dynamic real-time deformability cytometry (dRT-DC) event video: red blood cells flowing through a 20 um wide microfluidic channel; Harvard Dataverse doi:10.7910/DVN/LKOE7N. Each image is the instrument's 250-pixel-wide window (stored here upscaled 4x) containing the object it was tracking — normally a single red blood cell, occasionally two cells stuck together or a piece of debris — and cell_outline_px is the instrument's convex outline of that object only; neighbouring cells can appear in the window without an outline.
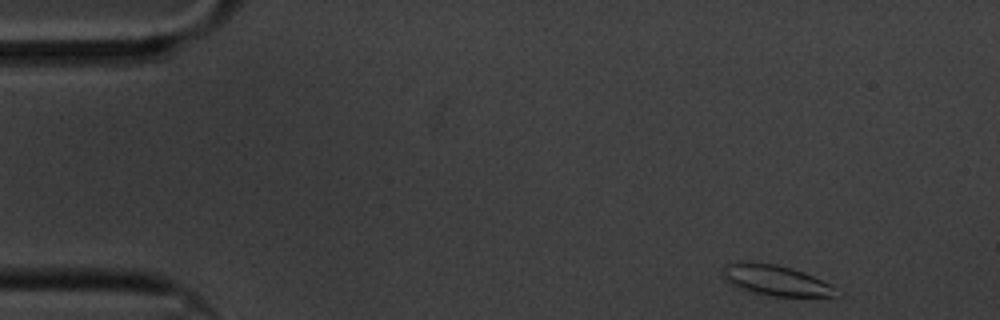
{"species": "common noctule bat (a hibernating species)", "species_latin": "Nyctalus noctula", "temperature_condition": "cold", "stored_images_in_passage": 56, "camera_frame_rate_fps": 3000, "um_per_image_px": 0.085, "animal": {"sex": "male", "body_mass_g": 20.1, "forearm_length_mm": 53.5}, "frame": {"image": 1, "passage_image": 1, "time_ms": 0.0, "image_size_px": [1000, 320], "cell_outline_px": [[840, 296], [772, 296], [740, 288], [732, 284], [724, 276], [724, 264], [740, 260], [752, 260], [776, 264], [792, 268], [804, 272], [828, 284]], "centroid_in_image_um": [65.87, 23.78], "position_along_channel_um": 19.1, "area_um2": 19.88}}
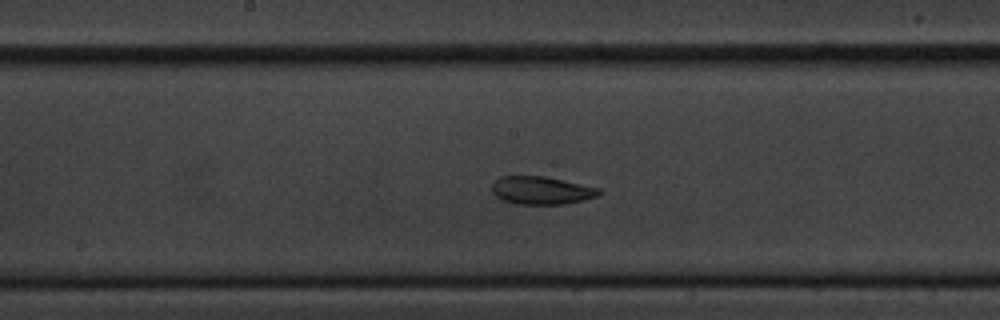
{"frame": {"image": 2, "passage_image": 26, "time_ms": 8.333, "image_size_px": [1000, 320], "cell_outline_px": [[600, 192], [596, 196], [584, 200], [568, 204], [516, 204], [500, 200], [492, 192], [492, 184], [500, 176], [544, 176], [600, 188]], "centroid_in_image_um": [45.99, 16.19], "position_along_channel_um": 202.2, "area_um2": 17.46}}
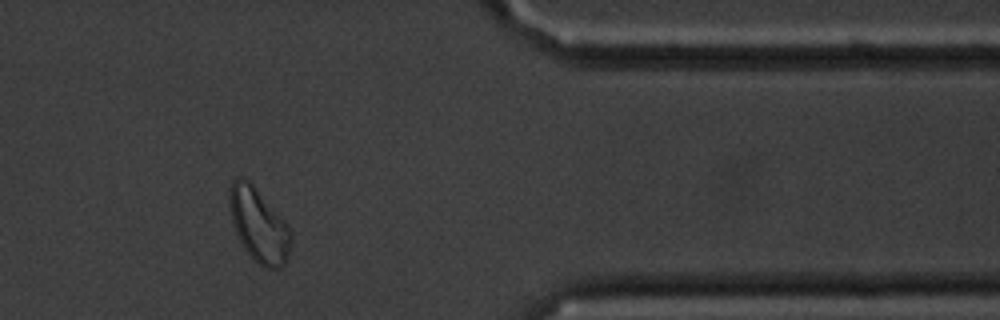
{"frame": {"image": 3, "passage_image": 45, "time_ms": 14.667, "image_size_px": [1000, 320], "cell_outline_px": [[292, 240], [288, 256], [284, 264], [280, 268], [268, 268], [260, 264], [244, 248], [236, 232], [232, 220], [228, 204], [228, 188], [232, 180], [236, 176], [240, 176], [248, 180], [252, 184], [284, 220], [292, 232]], "centroid_in_image_um": [21.98, 19.09], "position_along_channel_um": 389.4, "area_um2": 26.24}}